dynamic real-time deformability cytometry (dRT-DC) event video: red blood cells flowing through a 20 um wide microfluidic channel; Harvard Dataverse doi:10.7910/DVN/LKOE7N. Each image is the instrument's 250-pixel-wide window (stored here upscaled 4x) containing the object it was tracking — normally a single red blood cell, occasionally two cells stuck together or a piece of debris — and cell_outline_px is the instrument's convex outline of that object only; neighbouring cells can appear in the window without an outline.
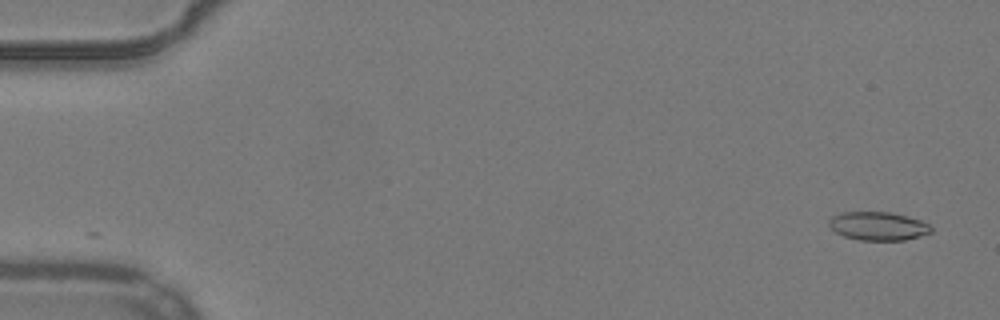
{"species": "common noctule bat (a hibernating species)", "species_latin": "Nyctalus noctula", "temperature_condition": "warm", "stored_images_in_passage": 52, "camera_frame_rate_fps": 3000, "um_per_image_px": 0.085, "animal": {"sex": "male", "body_mass_g": 19.2, "forearm_length_mm": 51.8}, "frame": {"image": 1, "passage_image": 1, "time_ms": 0.0, "image_size_px": [1000, 320], "cell_outline_px": [[932, 232], [920, 236], [904, 240], [860, 240], [844, 236], [836, 232], [828, 224], [828, 220], [832, 216], [844, 212], [888, 212], [908, 216], [920, 220], [928, 224], [932, 228]], "centroid_in_image_um": [74.64, 19.21], "position_along_channel_um": 10.4, "area_um2": 16.88}}
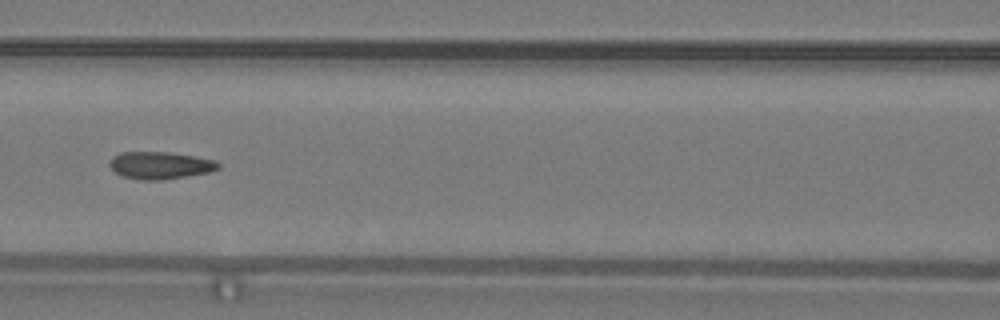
{"frame": {"image": 2, "passage_image": 23, "time_ms": 7.333, "image_size_px": [1000, 320], "cell_outline_px": [[220, 168], [208, 172], [164, 180], [140, 180], [124, 176], [116, 172], [108, 164], [112, 156], [120, 152], [168, 152], [216, 160], [220, 164]], "centroid_in_image_um": [13.6, 14.05], "position_along_channel_um": 153.0, "area_um2": 17.22}}
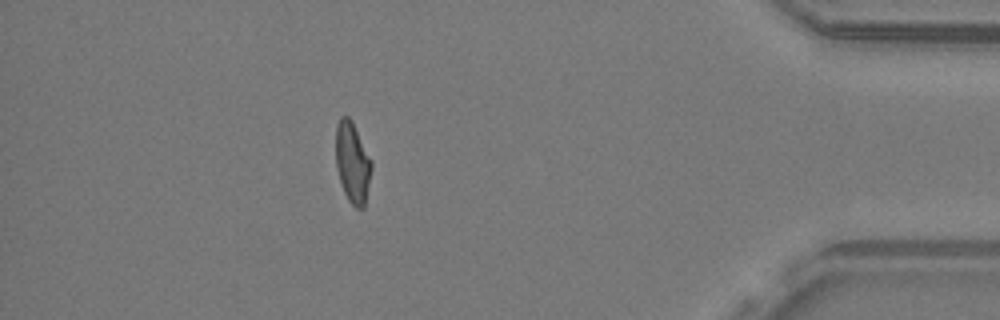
{"frame": {"image": 3, "passage_image": 46, "time_ms": 15.0, "image_size_px": [1000, 320], "cell_outline_px": [[372, 168], [364, 208], [356, 208], [348, 200], [344, 192], [336, 168], [336, 124], [340, 116], [348, 116], [352, 120], [372, 160]], "centroid_in_image_um": [29.96, 13.79], "position_along_channel_um": 405.2, "area_um2": 16.94}, "authors_computed_cell_mechanics": {"area_um2": 17.051, "velocity_mm_per_s": 3.9174, "shape_relaxation_time_tau1_ms": null, "shape_relaxation_time_tau2_ms": 1.5738, "deformation_change_tau1": null, "deformation_change_tau2": 0.097}}